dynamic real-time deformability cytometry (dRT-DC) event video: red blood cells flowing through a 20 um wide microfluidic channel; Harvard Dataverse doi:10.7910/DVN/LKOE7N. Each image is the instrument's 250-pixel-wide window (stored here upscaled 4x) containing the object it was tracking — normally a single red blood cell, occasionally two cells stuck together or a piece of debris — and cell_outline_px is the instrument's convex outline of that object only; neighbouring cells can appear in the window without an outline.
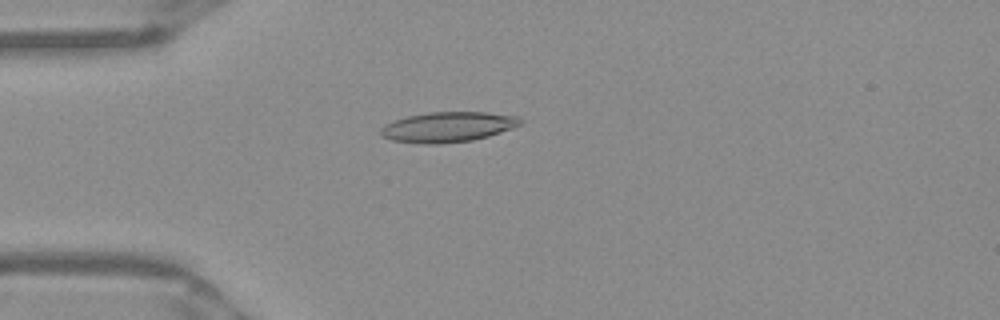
{"species": "Egyptian fruit bat (a non-hibernating species)", "species_latin": "Rousettus aegyptiacus", "temperature_condition": "warm", "stored_images_in_passage": 39, "camera_frame_rate_fps": 3000, "um_per_image_px": 0.085, "frame": {"image": 1, "passage_image": 1, "time_ms": 0.0, "image_size_px": [1000, 320], "cell_outline_px": [[524, 120], [520, 124], [512, 128], [488, 136], [472, 140], [440, 144], [428, 144], [392, 140], [380, 136], [380, 128], [384, 124], [408, 116], [428, 112], [488, 112], [520, 116]], "centroid_in_image_um": [38.08, 10.78], "position_along_channel_um": 46.9, "area_um2": 24.62}}
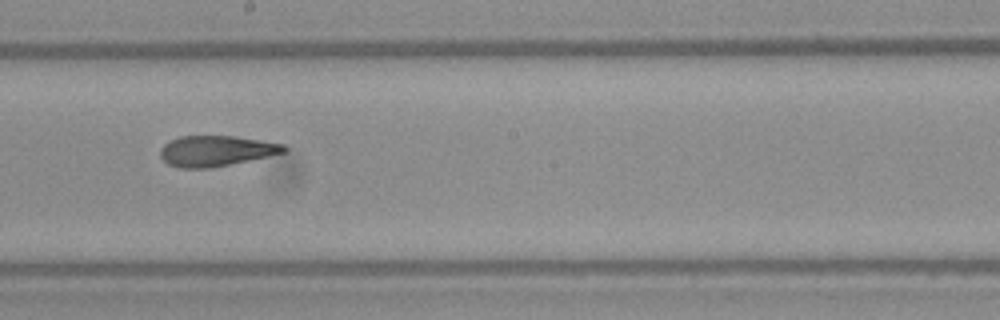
{"frame": {"image": 2, "passage_image": 16, "time_ms": 5.0, "image_size_px": [1000, 320], "cell_outline_px": [[288, 152], [208, 168], [180, 168], [168, 164], [160, 156], [160, 148], [164, 144], [180, 136], [236, 136], [284, 144], [288, 148]], "centroid_in_image_um": [18.38, 12.82], "position_along_channel_um": 229.8, "area_um2": 21.91}}
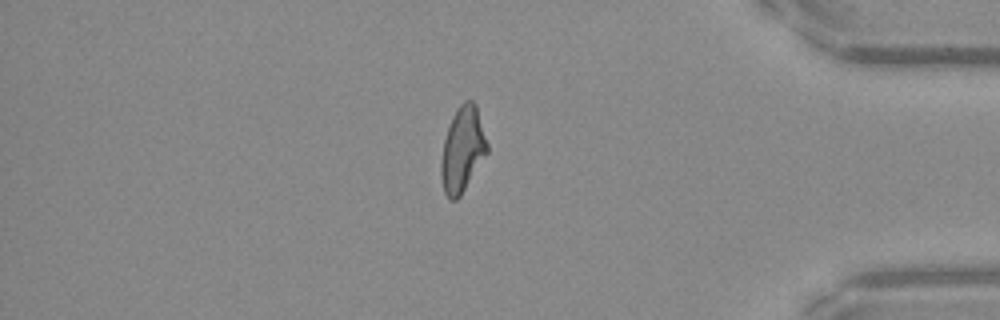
{"frame": {"image": 3, "passage_image": 31, "time_ms": 10.0, "image_size_px": [1000, 320], "cell_outline_px": [[488, 152], [460, 196], [456, 200], [448, 200], [444, 192], [440, 176], [440, 160], [444, 140], [452, 116], [456, 108], [464, 100], [472, 100], [476, 104], [488, 144]], "centroid_in_image_um": [39.3, 12.71], "position_along_channel_um": 395.9, "area_um2": 23.0}, "authors_computed_cell_mechanics": {"area_um2": 22.6576, "velocity_mm_per_s": 3.9495, "shape_relaxation_time_tau1_ms": null, "shape_relaxation_time_tau2_ms": 2.5806, "deformation_change_tau1": null, "deformation_change_tau2": 0.1026}}